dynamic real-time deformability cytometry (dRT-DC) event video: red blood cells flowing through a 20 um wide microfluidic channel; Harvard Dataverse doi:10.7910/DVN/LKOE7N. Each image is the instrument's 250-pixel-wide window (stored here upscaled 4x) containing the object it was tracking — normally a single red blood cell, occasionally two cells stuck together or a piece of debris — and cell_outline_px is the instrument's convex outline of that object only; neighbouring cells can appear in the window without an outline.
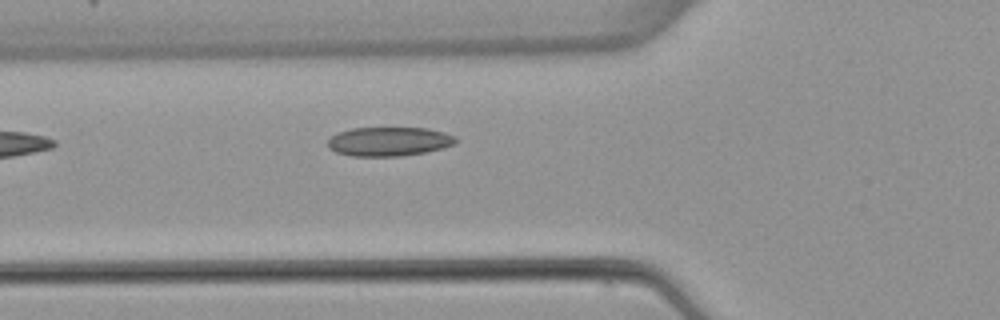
{"species": "common noctule bat (a hibernating species)", "species_latin": "Nyctalus noctula", "temperature_condition": "warm", "stored_images_in_passage": 4, "camera_frame_rate_fps": 3000, "um_per_image_px": 0.085, "animal": {"sex": "female", "body_mass_g": 22.7, "forearm_length_mm": 54.2}, "frame": {"image": 1, "passage_image": 4, "time_ms": 4.667, "image_size_px": [1000, 320], "cell_outline_px": [[456, 144], [428, 152], [400, 156], [352, 156], [336, 152], [328, 148], [328, 140], [332, 136], [340, 132], [352, 128], [428, 128], [444, 132], [456, 136]], "centroid_in_image_um": [33.09, 12.03], "position_along_channel_um": 92.7, "area_um2": 21.73}}